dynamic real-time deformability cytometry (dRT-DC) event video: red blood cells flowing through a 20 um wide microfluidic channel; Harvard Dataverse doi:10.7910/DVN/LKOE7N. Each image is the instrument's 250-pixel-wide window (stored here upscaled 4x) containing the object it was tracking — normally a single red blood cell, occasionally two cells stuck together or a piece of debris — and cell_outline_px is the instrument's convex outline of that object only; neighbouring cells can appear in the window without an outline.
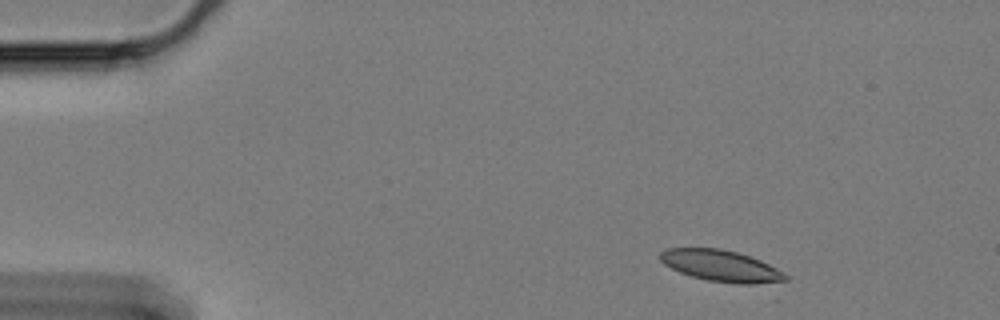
{"species": "Egyptian fruit bat (a non-hibernating species)", "species_latin": "Rousettus aegyptiacus", "temperature_condition": "cold", "stored_images_in_passage": 55, "segment_of_instrument_passage": [1, 2], "camera_frame_rate_fps": 3000, "um_per_image_px": 0.085, "animal": {"sex": "female"}, "frame": {"image": 1, "passage_image": 1, "time_ms": 0.0, "image_size_px": [1000, 320], "cell_outline_px": [[788, 280], [780, 284], [736, 284], [708, 280], [692, 276], [680, 272], [664, 264], [660, 260], [660, 252], [664, 248], [720, 248], [736, 252], [760, 260], [784, 272], [788, 276]], "centroid_in_image_um": [61.35, 22.62], "position_along_channel_um": 23.6, "area_um2": 23.18}}
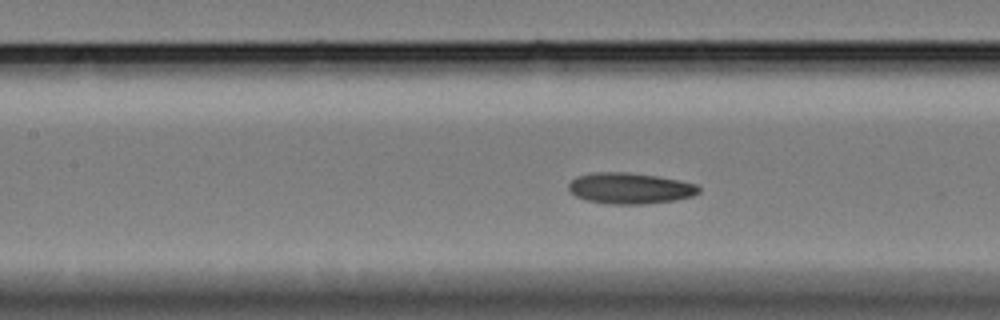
{"frame": {"image": 2, "passage_image": 20, "time_ms": 6.333, "image_size_px": [1000, 320], "cell_outline_px": [[700, 192], [692, 196], [676, 200], [644, 204], [612, 204], [588, 200], [576, 196], [568, 188], [568, 184], [576, 176], [592, 172], [628, 172], [656, 176], [680, 180], [696, 184], [700, 188]], "centroid_in_image_um": [53.56, 15.99], "position_along_channel_um": 153.8, "area_um2": 23.52}}
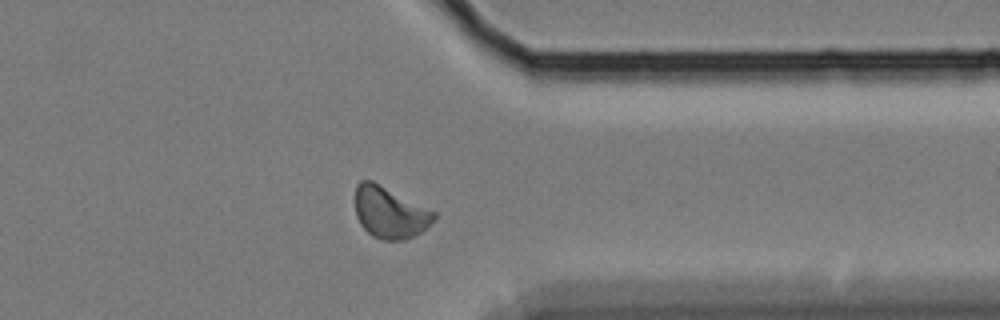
{"frame": {"image": 3, "passage_image": 41, "time_ms": 13.333, "image_size_px": [1000, 320], "cell_outline_px": [[436, 216], [420, 232], [404, 240], [384, 240], [372, 236], [360, 224], [356, 216], [356, 184], [360, 180], [372, 180], [436, 212]], "centroid_in_image_um": [33.1, 18.05], "position_along_channel_um": 378.3, "area_um2": 23.29}}